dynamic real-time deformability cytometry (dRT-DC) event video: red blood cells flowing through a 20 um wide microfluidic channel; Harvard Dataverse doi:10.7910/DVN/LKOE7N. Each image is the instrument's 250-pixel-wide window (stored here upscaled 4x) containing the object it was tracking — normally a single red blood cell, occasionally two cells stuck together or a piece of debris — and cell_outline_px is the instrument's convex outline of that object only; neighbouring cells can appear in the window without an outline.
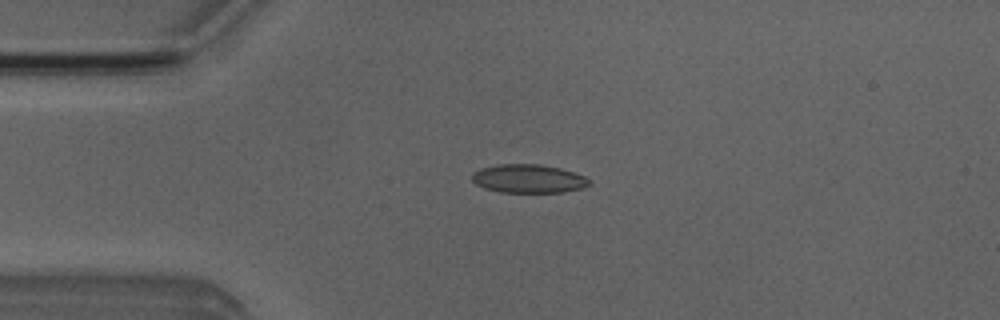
{"species": "Egyptian fruit bat (a non-hibernating species)", "species_latin": "Rousettus aegyptiacus", "temperature_condition": "room temperature", "stored_images_in_passage": 5, "camera_frame_rate_fps": 3000, "um_per_image_px": 0.085, "animal": {"sex": "male"}, "frame": {"image": 1, "passage_image": 3, "time_ms": 2.333, "image_size_px": [1000, 320], "cell_outline_px": [[592, 184], [580, 188], [560, 192], [500, 192], [484, 188], [476, 184], [472, 180], [472, 172], [480, 168], [500, 164], [540, 164], [560, 168], [584, 176]], "centroid_in_image_um": [44.87, 15.18], "position_along_channel_um": 40.1, "area_um2": 19.36}}